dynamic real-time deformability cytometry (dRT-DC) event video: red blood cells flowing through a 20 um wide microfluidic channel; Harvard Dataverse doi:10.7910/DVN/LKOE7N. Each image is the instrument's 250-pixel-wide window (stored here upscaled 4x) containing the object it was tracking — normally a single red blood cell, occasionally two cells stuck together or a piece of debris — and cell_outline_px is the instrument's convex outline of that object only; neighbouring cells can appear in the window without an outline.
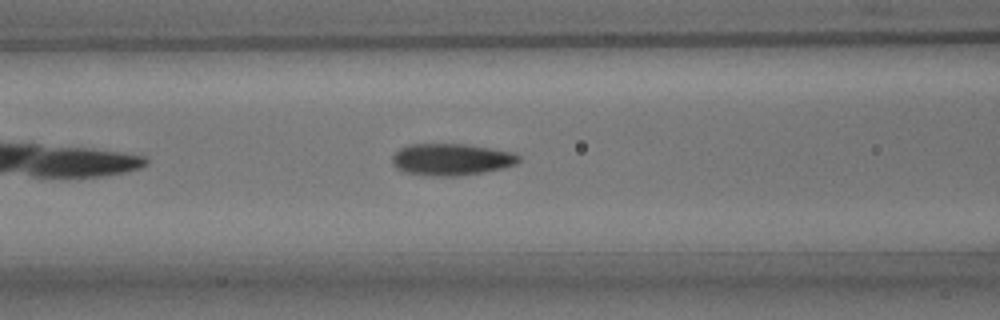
{"species": "common noctule bat (a hibernating species)", "species_latin": "Nyctalus noctula", "temperature_condition": "room temperature", "stored_images_in_passage": 4, "camera_frame_rate_fps": 3000, "um_per_image_px": 0.085, "animal": {"sex": "male", "body_mass_g": 15.6}, "frame": {"image": 1, "passage_image": 4, "time_ms": 3.667, "image_size_px": [1000, 320], "cell_outline_px": [[520, 160], [516, 164], [504, 168], [484, 172], [456, 176], [428, 176], [404, 172], [396, 168], [392, 164], [392, 156], [400, 148], [408, 144], [468, 144], [516, 152], [520, 156]], "centroid_in_image_um": [38.38, 13.55], "position_along_channel_um": 128.2, "area_um2": 23.81}}